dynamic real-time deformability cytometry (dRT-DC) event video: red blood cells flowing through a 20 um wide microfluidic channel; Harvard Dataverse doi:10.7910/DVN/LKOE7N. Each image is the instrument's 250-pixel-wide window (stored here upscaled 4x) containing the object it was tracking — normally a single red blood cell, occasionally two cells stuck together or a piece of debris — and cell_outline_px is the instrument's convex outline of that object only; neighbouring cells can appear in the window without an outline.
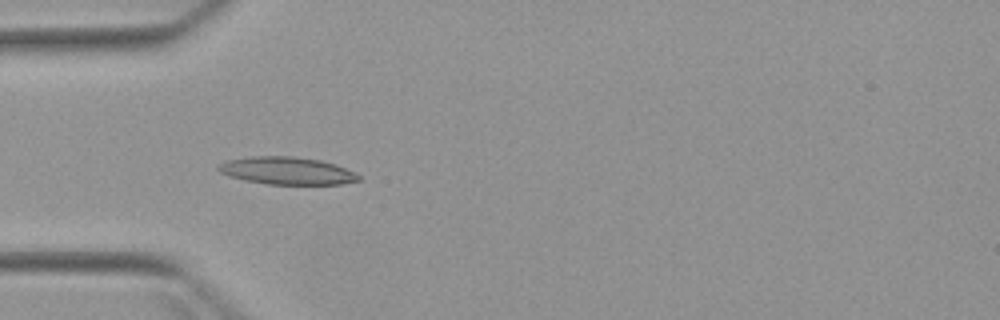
{"species": "Egyptian fruit bat (a non-hibernating species)", "species_latin": "Rousettus aegyptiacus", "temperature_condition": "warm", "stored_images_in_passage": 6, "camera_frame_rate_fps": 3000, "um_per_image_px": 0.085, "animal": {"sex": "female"}, "frame": {"image": 1, "passage_image": 5, "time_ms": 4.667, "image_size_px": [1000, 320], "cell_outline_px": [[360, 180], [340, 184], [264, 184], [244, 180], [228, 176], [220, 172], [216, 168], [220, 164], [228, 160], [248, 156], [292, 156], [320, 160], [336, 164], [356, 172], [360, 176]], "centroid_in_image_um": [24.39, 14.51], "position_along_channel_um": 60.6, "area_um2": 22.6}}
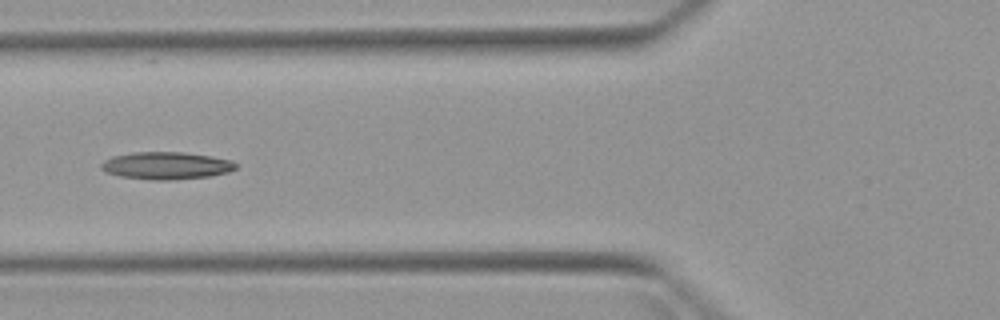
{"frame": {"image": 2, "passage_image": 6, "time_ms": 6.0, "image_size_px": [1000, 320], "cell_outline_px": [[240, 164], [236, 168], [228, 172], [212, 176], [172, 180], [152, 180], [120, 176], [104, 172], [100, 168], [100, 164], [104, 160], [112, 156], [132, 152], [184, 152], [212, 156], [232, 160]], "centroid_in_image_um": [14.15, 14.07], "position_along_channel_um": 111.7, "area_um2": 21.85}}